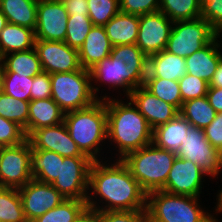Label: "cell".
<instances>
[{"label": "cell", "instance_id": "cell-33", "mask_svg": "<svg viewBox=\"0 0 222 222\" xmlns=\"http://www.w3.org/2000/svg\"><path fill=\"white\" fill-rule=\"evenodd\" d=\"M29 102L0 93V116L21 126L28 137Z\"/></svg>", "mask_w": 222, "mask_h": 222}, {"label": "cell", "instance_id": "cell-36", "mask_svg": "<svg viewBox=\"0 0 222 222\" xmlns=\"http://www.w3.org/2000/svg\"><path fill=\"white\" fill-rule=\"evenodd\" d=\"M34 77L17 73H4L3 92L15 99L31 101V87Z\"/></svg>", "mask_w": 222, "mask_h": 222}, {"label": "cell", "instance_id": "cell-21", "mask_svg": "<svg viewBox=\"0 0 222 222\" xmlns=\"http://www.w3.org/2000/svg\"><path fill=\"white\" fill-rule=\"evenodd\" d=\"M186 73L185 58L164 49L148 57L147 75L145 78L179 81Z\"/></svg>", "mask_w": 222, "mask_h": 222}, {"label": "cell", "instance_id": "cell-23", "mask_svg": "<svg viewBox=\"0 0 222 222\" xmlns=\"http://www.w3.org/2000/svg\"><path fill=\"white\" fill-rule=\"evenodd\" d=\"M190 126V122L178 114L171 121L153 129L152 143L159 148L177 153L182 140L187 137L186 132Z\"/></svg>", "mask_w": 222, "mask_h": 222}, {"label": "cell", "instance_id": "cell-12", "mask_svg": "<svg viewBox=\"0 0 222 222\" xmlns=\"http://www.w3.org/2000/svg\"><path fill=\"white\" fill-rule=\"evenodd\" d=\"M18 190L27 222L34 221L66 199L52 184L35 179Z\"/></svg>", "mask_w": 222, "mask_h": 222}, {"label": "cell", "instance_id": "cell-7", "mask_svg": "<svg viewBox=\"0 0 222 222\" xmlns=\"http://www.w3.org/2000/svg\"><path fill=\"white\" fill-rule=\"evenodd\" d=\"M50 79L51 98L64 113L90 107L99 100L96 94L99 90L92 86L89 70L81 68L73 72L53 73Z\"/></svg>", "mask_w": 222, "mask_h": 222}, {"label": "cell", "instance_id": "cell-44", "mask_svg": "<svg viewBox=\"0 0 222 222\" xmlns=\"http://www.w3.org/2000/svg\"><path fill=\"white\" fill-rule=\"evenodd\" d=\"M203 130L209 143L219 149L222 145V112L217 113L214 120Z\"/></svg>", "mask_w": 222, "mask_h": 222}, {"label": "cell", "instance_id": "cell-3", "mask_svg": "<svg viewBox=\"0 0 222 222\" xmlns=\"http://www.w3.org/2000/svg\"><path fill=\"white\" fill-rule=\"evenodd\" d=\"M106 104L107 138L119 148V159L128 153L148 146L153 140V129L132 101L127 104L120 100L102 97Z\"/></svg>", "mask_w": 222, "mask_h": 222}, {"label": "cell", "instance_id": "cell-34", "mask_svg": "<svg viewBox=\"0 0 222 222\" xmlns=\"http://www.w3.org/2000/svg\"><path fill=\"white\" fill-rule=\"evenodd\" d=\"M86 207L87 204L84 200L65 199L57 207L47 211L32 222H75Z\"/></svg>", "mask_w": 222, "mask_h": 222}, {"label": "cell", "instance_id": "cell-35", "mask_svg": "<svg viewBox=\"0 0 222 222\" xmlns=\"http://www.w3.org/2000/svg\"><path fill=\"white\" fill-rule=\"evenodd\" d=\"M93 26L88 15H69L64 42L69 47L79 50Z\"/></svg>", "mask_w": 222, "mask_h": 222}, {"label": "cell", "instance_id": "cell-29", "mask_svg": "<svg viewBox=\"0 0 222 222\" xmlns=\"http://www.w3.org/2000/svg\"><path fill=\"white\" fill-rule=\"evenodd\" d=\"M179 114L199 129H205L217 115L206 96L184 102Z\"/></svg>", "mask_w": 222, "mask_h": 222}, {"label": "cell", "instance_id": "cell-1", "mask_svg": "<svg viewBox=\"0 0 222 222\" xmlns=\"http://www.w3.org/2000/svg\"><path fill=\"white\" fill-rule=\"evenodd\" d=\"M102 164L99 160L92 162L88 187L93 189V194L100 195L108 204L105 208L96 206L97 202L91 201L88 195L87 207L98 211L146 210L147 193L140 187L122 160L117 159V162L111 166Z\"/></svg>", "mask_w": 222, "mask_h": 222}, {"label": "cell", "instance_id": "cell-5", "mask_svg": "<svg viewBox=\"0 0 222 222\" xmlns=\"http://www.w3.org/2000/svg\"><path fill=\"white\" fill-rule=\"evenodd\" d=\"M177 155L150 143L139 150L132 151L121 160L131 175L146 192L161 190L167 181L169 171Z\"/></svg>", "mask_w": 222, "mask_h": 222}, {"label": "cell", "instance_id": "cell-15", "mask_svg": "<svg viewBox=\"0 0 222 222\" xmlns=\"http://www.w3.org/2000/svg\"><path fill=\"white\" fill-rule=\"evenodd\" d=\"M34 47L44 72L64 73L82 68L78 50L69 47L65 42L35 40Z\"/></svg>", "mask_w": 222, "mask_h": 222}, {"label": "cell", "instance_id": "cell-52", "mask_svg": "<svg viewBox=\"0 0 222 222\" xmlns=\"http://www.w3.org/2000/svg\"><path fill=\"white\" fill-rule=\"evenodd\" d=\"M218 152H219L220 160L222 163V145L219 147Z\"/></svg>", "mask_w": 222, "mask_h": 222}, {"label": "cell", "instance_id": "cell-51", "mask_svg": "<svg viewBox=\"0 0 222 222\" xmlns=\"http://www.w3.org/2000/svg\"><path fill=\"white\" fill-rule=\"evenodd\" d=\"M217 197L219 198H218L216 212H221L222 211V190L219 192V195Z\"/></svg>", "mask_w": 222, "mask_h": 222}, {"label": "cell", "instance_id": "cell-13", "mask_svg": "<svg viewBox=\"0 0 222 222\" xmlns=\"http://www.w3.org/2000/svg\"><path fill=\"white\" fill-rule=\"evenodd\" d=\"M173 22L161 11L139 16L136 45L149 57L166 48Z\"/></svg>", "mask_w": 222, "mask_h": 222}, {"label": "cell", "instance_id": "cell-27", "mask_svg": "<svg viewBox=\"0 0 222 222\" xmlns=\"http://www.w3.org/2000/svg\"><path fill=\"white\" fill-rule=\"evenodd\" d=\"M60 155L54 151L31 148V175L33 179L52 184L59 175Z\"/></svg>", "mask_w": 222, "mask_h": 222}, {"label": "cell", "instance_id": "cell-50", "mask_svg": "<svg viewBox=\"0 0 222 222\" xmlns=\"http://www.w3.org/2000/svg\"><path fill=\"white\" fill-rule=\"evenodd\" d=\"M7 19L6 17L3 15V13L0 10V32L2 31V29L6 26L7 24Z\"/></svg>", "mask_w": 222, "mask_h": 222}, {"label": "cell", "instance_id": "cell-30", "mask_svg": "<svg viewBox=\"0 0 222 222\" xmlns=\"http://www.w3.org/2000/svg\"><path fill=\"white\" fill-rule=\"evenodd\" d=\"M159 11L172 22L200 18V0H160Z\"/></svg>", "mask_w": 222, "mask_h": 222}, {"label": "cell", "instance_id": "cell-17", "mask_svg": "<svg viewBox=\"0 0 222 222\" xmlns=\"http://www.w3.org/2000/svg\"><path fill=\"white\" fill-rule=\"evenodd\" d=\"M204 174L198 165L177 156L169 171L166 184L161 190L172 194L199 197Z\"/></svg>", "mask_w": 222, "mask_h": 222}, {"label": "cell", "instance_id": "cell-41", "mask_svg": "<svg viewBox=\"0 0 222 222\" xmlns=\"http://www.w3.org/2000/svg\"><path fill=\"white\" fill-rule=\"evenodd\" d=\"M160 0H119L120 12L144 15L159 11Z\"/></svg>", "mask_w": 222, "mask_h": 222}, {"label": "cell", "instance_id": "cell-32", "mask_svg": "<svg viewBox=\"0 0 222 222\" xmlns=\"http://www.w3.org/2000/svg\"><path fill=\"white\" fill-rule=\"evenodd\" d=\"M143 86L158 99L171 104L180 111L183 102L178 81L145 78Z\"/></svg>", "mask_w": 222, "mask_h": 222}, {"label": "cell", "instance_id": "cell-47", "mask_svg": "<svg viewBox=\"0 0 222 222\" xmlns=\"http://www.w3.org/2000/svg\"><path fill=\"white\" fill-rule=\"evenodd\" d=\"M75 222H101V211L86 207Z\"/></svg>", "mask_w": 222, "mask_h": 222}, {"label": "cell", "instance_id": "cell-2", "mask_svg": "<svg viewBox=\"0 0 222 222\" xmlns=\"http://www.w3.org/2000/svg\"><path fill=\"white\" fill-rule=\"evenodd\" d=\"M148 57L136 44L116 45L110 56L92 67L91 81L94 79L110 83L111 87H120L128 95L143 86L147 75Z\"/></svg>", "mask_w": 222, "mask_h": 222}, {"label": "cell", "instance_id": "cell-20", "mask_svg": "<svg viewBox=\"0 0 222 222\" xmlns=\"http://www.w3.org/2000/svg\"><path fill=\"white\" fill-rule=\"evenodd\" d=\"M112 47L104 27L94 25L78 50L81 67L90 70L110 56Z\"/></svg>", "mask_w": 222, "mask_h": 222}, {"label": "cell", "instance_id": "cell-19", "mask_svg": "<svg viewBox=\"0 0 222 222\" xmlns=\"http://www.w3.org/2000/svg\"><path fill=\"white\" fill-rule=\"evenodd\" d=\"M217 38H220L219 34L204 48L185 58L187 74L203 79L207 83L211 81L222 59V54L220 50H218L220 47L218 42L220 41H218Z\"/></svg>", "mask_w": 222, "mask_h": 222}, {"label": "cell", "instance_id": "cell-42", "mask_svg": "<svg viewBox=\"0 0 222 222\" xmlns=\"http://www.w3.org/2000/svg\"><path fill=\"white\" fill-rule=\"evenodd\" d=\"M146 210L101 211V222H144Z\"/></svg>", "mask_w": 222, "mask_h": 222}, {"label": "cell", "instance_id": "cell-49", "mask_svg": "<svg viewBox=\"0 0 222 222\" xmlns=\"http://www.w3.org/2000/svg\"><path fill=\"white\" fill-rule=\"evenodd\" d=\"M3 85H4V66L0 59V93L3 92Z\"/></svg>", "mask_w": 222, "mask_h": 222}, {"label": "cell", "instance_id": "cell-4", "mask_svg": "<svg viewBox=\"0 0 222 222\" xmlns=\"http://www.w3.org/2000/svg\"><path fill=\"white\" fill-rule=\"evenodd\" d=\"M63 122L81 152L97 161L100 142L107 138L105 101L99 99L90 107L65 113Z\"/></svg>", "mask_w": 222, "mask_h": 222}, {"label": "cell", "instance_id": "cell-25", "mask_svg": "<svg viewBox=\"0 0 222 222\" xmlns=\"http://www.w3.org/2000/svg\"><path fill=\"white\" fill-rule=\"evenodd\" d=\"M35 46V31L17 24L7 23L0 32V59L10 52L26 51Z\"/></svg>", "mask_w": 222, "mask_h": 222}, {"label": "cell", "instance_id": "cell-40", "mask_svg": "<svg viewBox=\"0 0 222 222\" xmlns=\"http://www.w3.org/2000/svg\"><path fill=\"white\" fill-rule=\"evenodd\" d=\"M201 18L220 34L222 31V0H200Z\"/></svg>", "mask_w": 222, "mask_h": 222}, {"label": "cell", "instance_id": "cell-46", "mask_svg": "<svg viewBox=\"0 0 222 222\" xmlns=\"http://www.w3.org/2000/svg\"><path fill=\"white\" fill-rule=\"evenodd\" d=\"M206 97L216 113L222 112V88H208Z\"/></svg>", "mask_w": 222, "mask_h": 222}, {"label": "cell", "instance_id": "cell-9", "mask_svg": "<svg viewBox=\"0 0 222 222\" xmlns=\"http://www.w3.org/2000/svg\"><path fill=\"white\" fill-rule=\"evenodd\" d=\"M92 160L88 156H60L59 175L52 185L66 199H87L89 170Z\"/></svg>", "mask_w": 222, "mask_h": 222}, {"label": "cell", "instance_id": "cell-31", "mask_svg": "<svg viewBox=\"0 0 222 222\" xmlns=\"http://www.w3.org/2000/svg\"><path fill=\"white\" fill-rule=\"evenodd\" d=\"M0 222H27L17 188L0 187Z\"/></svg>", "mask_w": 222, "mask_h": 222}, {"label": "cell", "instance_id": "cell-26", "mask_svg": "<svg viewBox=\"0 0 222 222\" xmlns=\"http://www.w3.org/2000/svg\"><path fill=\"white\" fill-rule=\"evenodd\" d=\"M38 0H2L1 12L8 23L31 28L37 23Z\"/></svg>", "mask_w": 222, "mask_h": 222}, {"label": "cell", "instance_id": "cell-48", "mask_svg": "<svg viewBox=\"0 0 222 222\" xmlns=\"http://www.w3.org/2000/svg\"><path fill=\"white\" fill-rule=\"evenodd\" d=\"M208 84V88H222V59L220 60L217 69Z\"/></svg>", "mask_w": 222, "mask_h": 222}, {"label": "cell", "instance_id": "cell-38", "mask_svg": "<svg viewBox=\"0 0 222 222\" xmlns=\"http://www.w3.org/2000/svg\"><path fill=\"white\" fill-rule=\"evenodd\" d=\"M182 102L206 96L209 84L200 78L185 74L179 81Z\"/></svg>", "mask_w": 222, "mask_h": 222}, {"label": "cell", "instance_id": "cell-11", "mask_svg": "<svg viewBox=\"0 0 222 222\" xmlns=\"http://www.w3.org/2000/svg\"><path fill=\"white\" fill-rule=\"evenodd\" d=\"M187 137L182 140L180 149L176 153L179 158H184L198 165L202 171L215 177L222 170L218 149L213 147L205 137L203 129L190 126Z\"/></svg>", "mask_w": 222, "mask_h": 222}, {"label": "cell", "instance_id": "cell-10", "mask_svg": "<svg viewBox=\"0 0 222 222\" xmlns=\"http://www.w3.org/2000/svg\"><path fill=\"white\" fill-rule=\"evenodd\" d=\"M32 179L28 139L14 146L0 147V187L19 189Z\"/></svg>", "mask_w": 222, "mask_h": 222}, {"label": "cell", "instance_id": "cell-39", "mask_svg": "<svg viewBox=\"0 0 222 222\" xmlns=\"http://www.w3.org/2000/svg\"><path fill=\"white\" fill-rule=\"evenodd\" d=\"M27 139L24 129L17 123L0 116V146H14Z\"/></svg>", "mask_w": 222, "mask_h": 222}, {"label": "cell", "instance_id": "cell-14", "mask_svg": "<svg viewBox=\"0 0 222 222\" xmlns=\"http://www.w3.org/2000/svg\"><path fill=\"white\" fill-rule=\"evenodd\" d=\"M68 16L61 0H38L35 40L64 42Z\"/></svg>", "mask_w": 222, "mask_h": 222}, {"label": "cell", "instance_id": "cell-37", "mask_svg": "<svg viewBox=\"0 0 222 222\" xmlns=\"http://www.w3.org/2000/svg\"><path fill=\"white\" fill-rule=\"evenodd\" d=\"M88 16L93 25H106L119 11V0H87Z\"/></svg>", "mask_w": 222, "mask_h": 222}, {"label": "cell", "instance_id": "cell-45", "mask_svg": "<svg viewBox=\"0 0 222 222\" xmlns=\"http://www.w3.org/2000/svg\"><path fill=\"white\" fill-rule=\"evenodd\" d=\"M68 15H88L87 0H61Z\"/></svg>", "mask_w": 222, "mask_h": 222}, {"label": "cell", "instance_id": "cell-22", "mask_svg": "<svg viewBox=\"0 0 222 222\" xmlns=\"http://www.w3.org/2000/svg\"><path fill=\"white\" fill-rule=\"evenodd\" d=\"M112 46L136 44L139 16L118 12L103 26Z\"/></svg>", "mask_w": 222, "mask_h": 222}, {"label": "cell", "instance_id": "cell-8", "mask_svg": "<svg viewBox=\"0 0 222 222\" xmlns=\"http://www.w3.org/2000/svg\"><path fill=\"white\" fill-rule=\"evenodd\" d=\"M165 50L186 58L204 48L218 33L203 18L173 22Z\"/></svg>", "mask_w": 222, "mask_h": 222}, {"label": "cell", "instance_id": "cell-24", "mask_svg": "<svg viewBox=\"0 0 222 222\" xmlns=\"http://www.w3.org/2000/svg\"><path fill=\"white\" fill-rule=\"evenodd\" d=\"M64 114L52 98L30 101L28 136L36 129L62 123L64 121Z\"/></svg>", "mask_w": 222, "mask_h": 222}, {"label": "cell", "instance_id": "cell-16", "mask_svg": "<svg viewBox=\"0 0 222 222\" xmlns=\"http://www.w3.org/2000/svg\"><path fill=\"white\" fill-rule=\"evenodd\" d=\"M32 149L49 150L62 157L87 156L70 137L64 122L34 130L27 137Z\"/></svg>", "mask_w": 222, "mask_h": 222}, {"label": "cell", "instance_id": "cell-53", "mask_svg": "<svg viewBox=\"0 0 222 222\" xmlns=\"http://www.w3.org/2000/svg\"><path fill=\"white\" fill-rule=\"evenodd\" d=\"M144 222H156V221L152 220L148 215H146Z\"/></svg>", "mask_w": 222, "mask_h": 222}, {"label": "cell", "instance_id": "cell-6", "mask_svg": "<svg viewBox=\"0 0 222 222\" xmlns=\"http://www.w3.org/2000/svg\"><path fill=\"white\" fill-rule=\"evenodd\" d=\"M198 198L155 190L147 193L146 213L156 222H217L200 208Z\"/></svg>", "mask_w": 222, "mask_h": 222}, {"label": "cell", "instance_id": "cell-18", "mask_svg": "<svg viewBox=\"0 0 222 222\" xmlns=\"http://www.w3.org/2000/svg\"><path fill=\"white\" fill-rule=\"evenodd\" d=\"M128 97L132 101V104L145 117L152 129L171 121L180 112L171 104L158 99L144 86L134 89Z\"/></svg>", "mask_w": 222, "mask_h": 222}, {"label": "cell", "instance_id": "cell-43", "mask_svg": "<svg viewBox=\"0 0 222 222\" xmlns=\"http://www.w3.org/2000/svg\"><path fill=\"white\" fill-rule=\"evenodd\" d=\"M52 96V85L50 74L42 72L34 76V81L31 87V101L32 100H43L51 98Z\"/></svg>", "mask_w": 222, "mask_h": 222}, {"label": "cell", "instance_id": "cell-28", "mask_svg": "<svg viewBox=\"0 0 222 222\" xmlns=\"http://www.w3.org/2000/svg\"><path fill=\"white\" fill-rule=\"evenodd\" d=\"M10 54V56L7 54L1 58L4 73H17L19 75H26V77H34L43 72L35 47Z\"/></svg>", "mask_w": 222, "mask_h": 222}]
</instances>
